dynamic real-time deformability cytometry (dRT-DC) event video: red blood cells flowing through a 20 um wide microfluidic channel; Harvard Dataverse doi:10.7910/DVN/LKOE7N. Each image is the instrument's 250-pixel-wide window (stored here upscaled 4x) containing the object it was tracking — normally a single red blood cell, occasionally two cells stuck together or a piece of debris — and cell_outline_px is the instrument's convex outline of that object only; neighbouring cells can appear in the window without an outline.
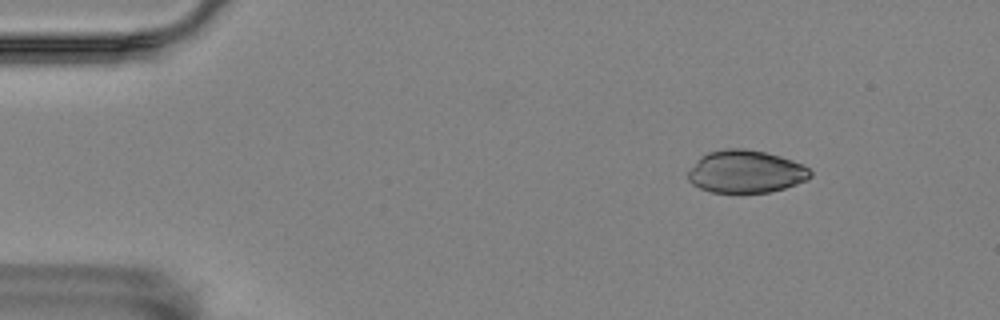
{"species": "Egyptian fruit bat (a non-hibernating species)", "species_latin": "Rousettus aegyptiacus", "temperature_condition": "room temperature", "stored_images_in_passage": 54, "camera_frame_rate_fps": 3000, "um_per_image_px": 0.085, "animal": {"sex": "female"}, "frame": {"image": 1, "passage_image": 4, "time_ms": 1.0, "image_size_px": [1000, 320], "cell_outline_px": [[812, 176], [808, 180], [784, 188], [768, 192], [712, 192], [700, 188], [692, 184], [688, 180], [688, 172], [700, 156], [708, 152], [728, 148], [744, 148], [764, 152], [780, 156], [792, 160], [808, 168], [812, 172]], "centroid_in_image_um": [63.39, 14.58], "position_along_channel_um": 21.6, "area_um2": 30.23}}
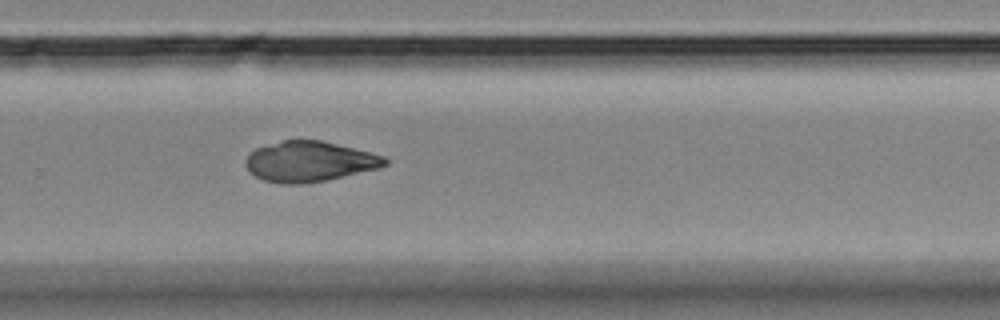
{"frame": {"image": 2, "passage_image": 35, "time_ms": 11.333, "image_size_px": [1000, 320], "cell_outline_px": [[388, 164], [380, 168], [328, 180], [300, 184], [280, 184], [264, 180], [248, 172], [244, 164], [244, 160], [256, 148], [284, 140], [320, 140], [384, 156], [388, 160]], "centroid_in_image_um": [26.29, 13.75], "position_along_channel_um": 303.5, "area_um2": 32.71}}
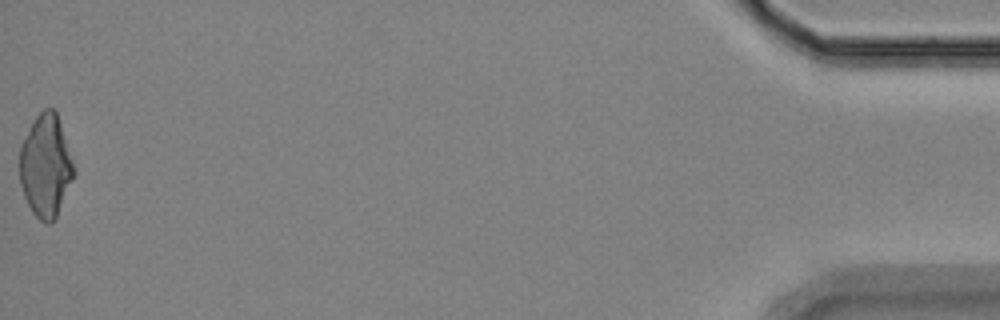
{"frame": {"image": 3, "passage_image": 54, "time_ms": 17.667, "image_size_px": [1000, 320], "cell_outline_px": [[76, 172], [56, 216], [48, 224], [40, 220], [32, 212], [24, 196], [20, 184], [20, 148], [36, 116], [44, 108], [52, 108], [56, 112]], "centroid_in_image_um": [3.88, 14.12], "position_along_channel_um": 431.3, "area_um2": 31.67}}